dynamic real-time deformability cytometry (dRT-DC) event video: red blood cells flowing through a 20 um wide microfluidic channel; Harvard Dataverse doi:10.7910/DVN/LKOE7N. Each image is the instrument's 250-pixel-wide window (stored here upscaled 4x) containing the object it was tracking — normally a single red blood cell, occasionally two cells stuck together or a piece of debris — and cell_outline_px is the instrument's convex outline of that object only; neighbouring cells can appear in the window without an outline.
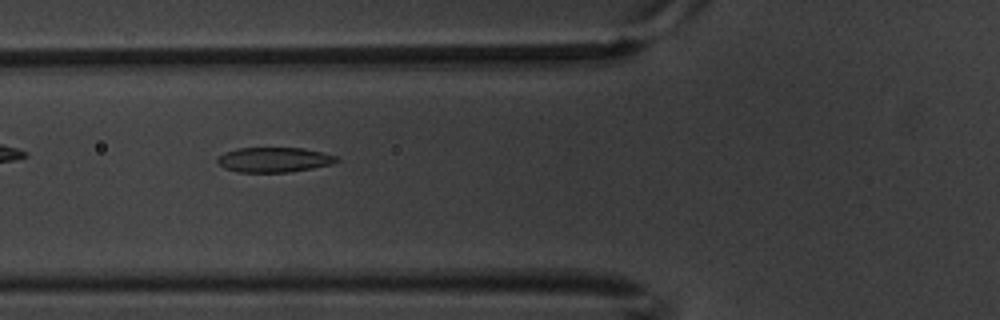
{"species": "common noctule bat (a hibernating species)", "species_latin": "Nyctalus noctula", "temperature_condition": "warm", "stored_images_in_passage": 9, "camera_frame_rate_fps": 3000, "um_per_image_px": 0.085, "animal": {"sex": "male", "body_mass_g": 20.1, "forearm_length_mm": 53.5}, "frame": {"image": 1, "passage_image": 7, "time_ms": 2.0, "image_size_px": [1000, 320], "cell_outline_px": [[340, 160], [332, 164], [312, 168], [288, 172], [236, 172], [224, 168], [216, 160], [224, 152], [236, 148], [304, 148], [336, 156]], "centroid_in_image_um": [23.28, 13.58], "position_along_channel_um": 102.5, "area_um2": 17.22}}
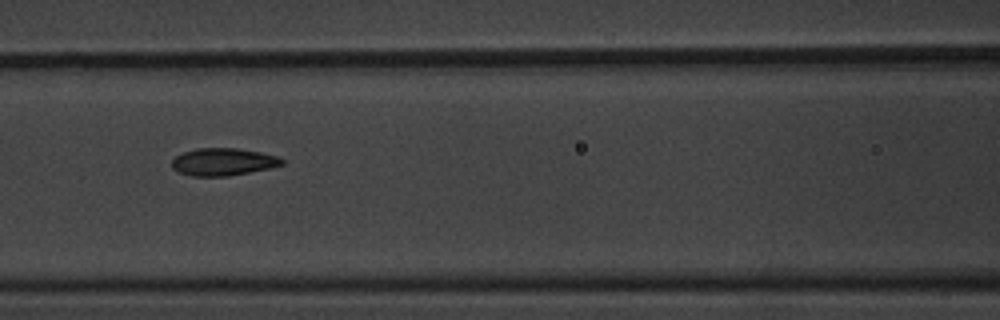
{"frame": {"image": 2, "passage_image": 8, "time_ms": 2.333, "image_size_px": [1000, 320], "cell_outline_px": [[284, 164], [268, 168], [228, 176], [192, 176], [180, 172], [172, 168], [172, 160], [176, 156], [184, 152], [196, 148], [236, 148], [260, 152], [276, 156], [284, 160]], "centroid_in_image_um": [18.95, 13.75], "position_along_channel_um": 147.7, "area_um2": 17.4}}
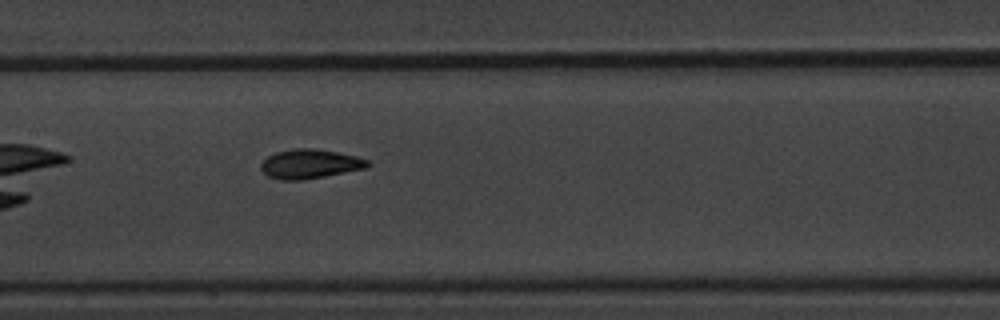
{"frame": {"image": 3, "passage_image": 9, "time_ms": 2.667, "image_size_px": [1000, 320], "cell_outline_px": [[372, 164], [364, 168], [304, 180], [280, 180], [268, 176], [260, 168], [260, 164], [268, 156], [276, 152], [296, 148], [316, 148], [356, 156], [368, 160]], "centroid_in_image_um": [26.32, 13.93], "position_along_channel_um": 181.1, "area_um2": 18.09}}